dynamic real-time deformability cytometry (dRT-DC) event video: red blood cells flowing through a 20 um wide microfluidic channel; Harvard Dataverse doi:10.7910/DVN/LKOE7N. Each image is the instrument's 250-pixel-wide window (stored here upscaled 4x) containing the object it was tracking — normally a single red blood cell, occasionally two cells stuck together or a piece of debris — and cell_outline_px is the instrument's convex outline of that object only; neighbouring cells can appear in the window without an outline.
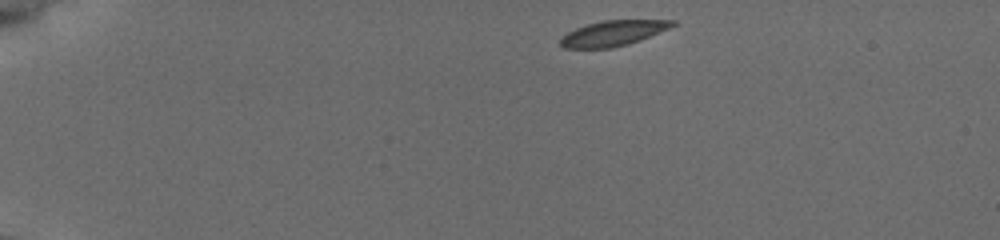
{"species": "common noctule bat (a hibernating species)", "species_latin": "Nyctalus noctula", "temperature_condition": "cold", "stored_images_in_passage": 45, "camera_frame_rate_fps": 3000, "um_per_image_px": 0.085, "animal": {"sex": "female", "body_mass_g": 19.5, "forearm_length_mm": 54.1}, "frame": {"image": 1, "passage_image": 1, "time_ms": 0.0, "image_size_px": [1000, 240], "cell_outline_px": [[676, 24], [668, 28], [628, 44], [612, 48], [564, 48], [560, 44], [560, 40], [568, 32], [576, 28], [588, 24], [604, 20], [676, 20]], "centroid_in_image_um": [52.09, 2.82], "position_along_channel_um": 32.9, "area_um2": 16.18}}
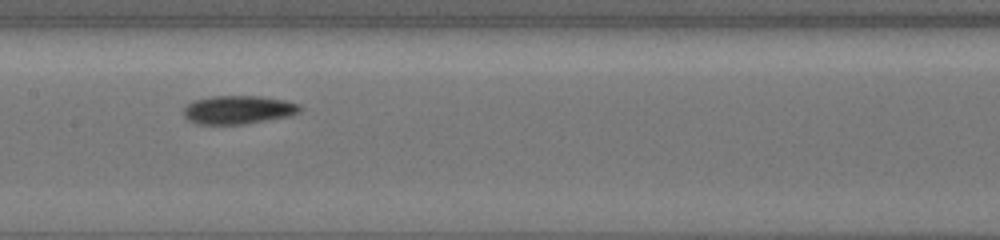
{"frame": {"image": 2, "passage_image": 20, "time_ms": 6.333, "image_size_px": [1000, 240], "cell_outline_px": [[304, 108], [300, 112], [288, 116], [244, 124], [196, 124], [188, 120], [184, 116], [184, 108], [192, 100], [212, 96], [260, 96], [284, 100], [300, 104]], "centroid_in_image_um": [20.25, 9.33], "position_along_channel_um": 187.1, "area_um2": 19.36}}
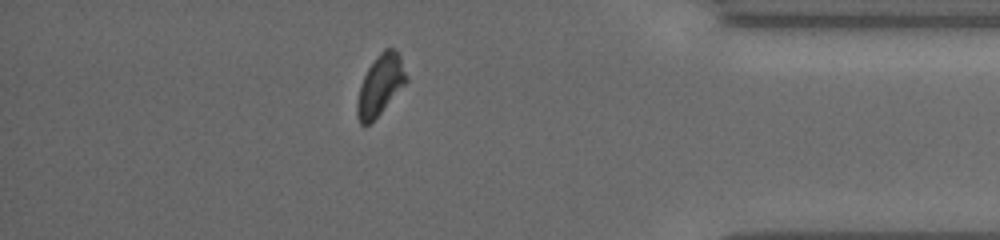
{"frame": {"image": 3, "passage_image": 39, "time_ms": 12.667, "image_size_px": [1000, 240], "cell_outline_px": [[408, 80], [380, 112], [368, 124], [360, 124], [356, 116], [356, 104], [360, 88], [364, 76], [368, 68], [376, 56], [384, 48], [396, 48], [400, 52]], "centroid_in_image_um": [32.33, 7.17], "position_along_channel_um": 402.9, "area_um2": 17.05}, "authors_computed_cell_mechanics": {"area_um2": 17.9758, "velocity_mm_per_s": 3.7846, "shape_relaxation_time_tau1_ms": 4.1731, "shape_relaxation_time_tau2_ms": null, "deformation_change_tau1": 0.1227, "deformation_change_tau2": null}}